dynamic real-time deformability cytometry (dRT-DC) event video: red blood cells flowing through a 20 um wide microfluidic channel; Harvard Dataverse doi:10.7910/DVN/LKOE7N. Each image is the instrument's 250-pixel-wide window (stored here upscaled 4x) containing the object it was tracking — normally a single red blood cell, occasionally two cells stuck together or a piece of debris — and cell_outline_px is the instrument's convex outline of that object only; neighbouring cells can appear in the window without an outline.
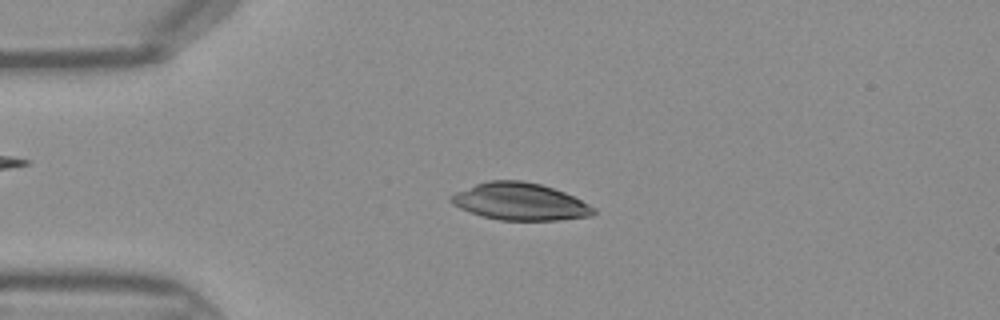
{"species": "Egyptian fruit bat (a non-hibernating species)", "species_latin": "Rousettus aegyptiacus", "temperature_condition": "warm", "stored_images_in_passage": 44, "camera_frame_rate_fps": 3000, "um_per_image_px": 0.085, "frame": {"image": 1, "passage_image": 10, "time_ms": 3.0, "image_size_px": [1000, 320], "cell_outline_px": [[596, 212], [592, 216], [556, 220], [500, 220], [484, 216], [460, 208], [452, 204], [448, 200], [448, 196], [456, 192], [476, 184], [488, 180], [520, 180], [540, 184], [564, 192], [596, 208]], "centroid_in_image_um": [44.18, 17.13], "position_along_channel_um": 40.8, "area_um2": 30.69}}
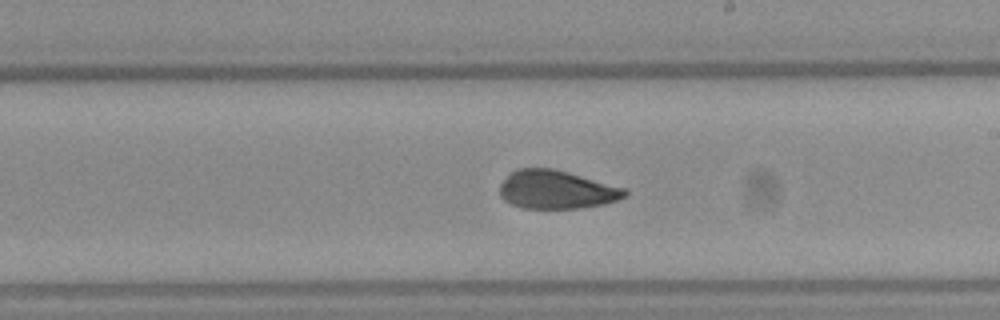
{"frame": {"image": 2, "passage_image": 25, "time_ms": 8.0, "image_size_px": [1000, 320], "cell_outline_px": [[628, 196], [604, 204], [580, 208], [520, 208], [504, 200], [500, 196], [500, 184], [516, 168], [552, 168], [568, 172], [624, 188], [628, 192]], "centroid_in_image_um": [47.29, 16.12], "position_along_channel_um": 241.7, "area_um2": 27.86}}
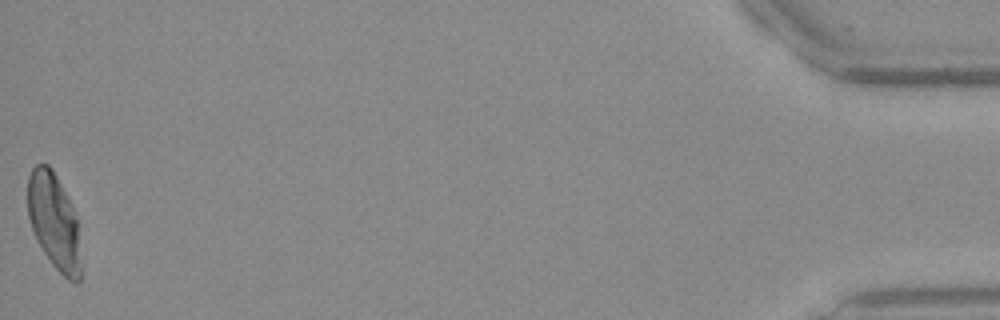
{"frame": {"image": 3, "passage_image": 44, "time_ms": 14.333, "image_size_px": [1000, 320], "cell_outline_px": [[80, 280], [76, 284], [68, 280], [52, 264], [44, 252], [32, 228], [28, 216], [28, 176], [32, 168], [36, 164], [48, 164], [52, 168], [76, 216], [80, 268]], "centroid_in_image_um": [4.57, 18.81], "position_along_channel_um": 430.6, "area_um2": 28.96}}